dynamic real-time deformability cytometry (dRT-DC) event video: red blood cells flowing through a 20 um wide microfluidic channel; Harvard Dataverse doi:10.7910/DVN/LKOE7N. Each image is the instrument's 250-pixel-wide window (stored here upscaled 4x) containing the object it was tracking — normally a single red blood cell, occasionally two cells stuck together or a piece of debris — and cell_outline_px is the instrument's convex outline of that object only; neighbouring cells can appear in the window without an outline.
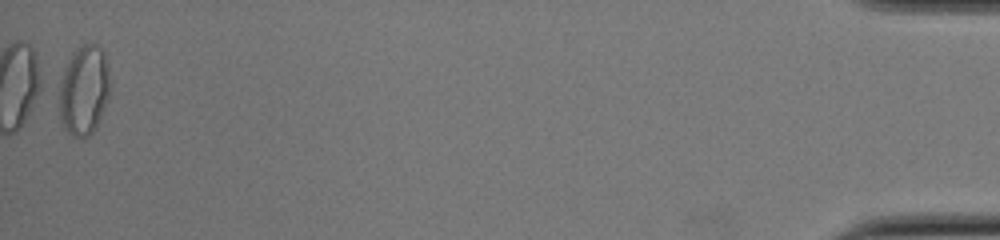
{"species": "common noctule bat (a hibernating species)", "species_latin": "Nyctalus noctula", "temperature_condition": "cold", "stored_images_in_passage": 35, "segment_of_instrument_passage": [2, 2], "camera_frame_rate_fps": 3000, "um_per_image_px": 0.085, "animal": {"sex": "female", "body_mass_g": 22.0, "forearm_length_mm": 56.7}, "frame": {"image": 1, "passage_image": 35, "time_ms": 11.333, "image_size_px": [1000, 240], "cell_outline_px": [[108, 100], [96, 128], [88, 136], [80, 140], [72, 136], [64, 128], [60, 120], [52, 88], [52, 84], [72, 52], [84, 44], [96, 44], [104, 52], [108, 64]], "centroid_in_image_um": [6.99, 7.69], "position_along_channel_um": 428.2, "area_um2": 28.44}}